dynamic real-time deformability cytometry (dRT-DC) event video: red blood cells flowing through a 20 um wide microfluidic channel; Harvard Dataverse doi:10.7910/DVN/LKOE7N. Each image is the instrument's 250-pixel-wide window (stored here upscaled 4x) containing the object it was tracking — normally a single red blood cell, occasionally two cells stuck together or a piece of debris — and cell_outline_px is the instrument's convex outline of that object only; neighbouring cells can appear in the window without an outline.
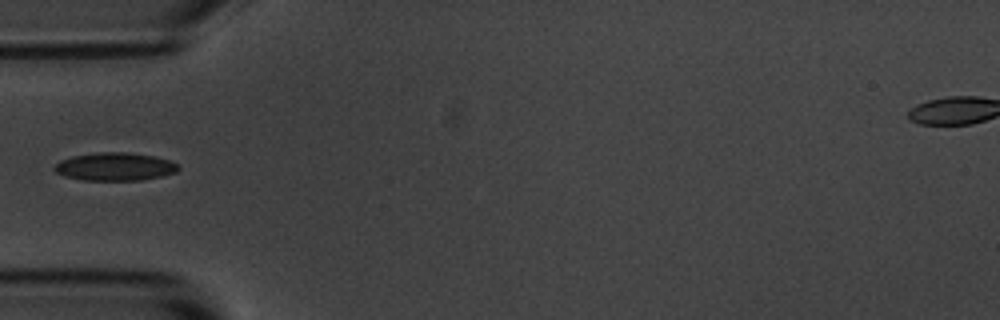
{"species": "common noctule bat (a hibernating species)", "species_latin": "Nyctalus noctula", "temperature_condition": "room temperature", "stored_images_in_passage": 5, "camera_frame_rate_fps": 3000, "um_per_image_px": 0.085, "animal": {"sex": "male", "body_mass_g": 20.1, "forearm_length_mm": 53.5}, "frame": {"image": 1, "passage_image": 5, "time_ms": 4.333, "image_size_px": [1000, 320], "cell_outline_px": [[180, 168], [176, 172], [160, 176], [140, 180], [84, 180], [64, 176], [56, 172], [52, 168], [60, 160], [72, 156], [100, 152], [124, 152], [156, 156], [168, 160], [176, 164]], "centroid_in_image_um": [9.74, 14.16], "position_along_channel_um": 75.3, "area_um2": 20.11}}